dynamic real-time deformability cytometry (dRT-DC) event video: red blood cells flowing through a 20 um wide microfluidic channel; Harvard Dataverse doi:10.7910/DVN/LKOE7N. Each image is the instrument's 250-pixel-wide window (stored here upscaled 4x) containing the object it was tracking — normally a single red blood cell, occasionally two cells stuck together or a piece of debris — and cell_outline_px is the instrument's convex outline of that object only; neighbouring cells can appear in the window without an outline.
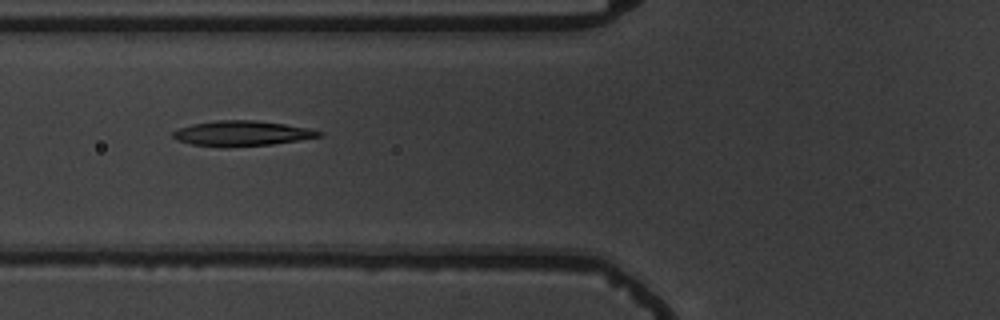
{"species": "common noctule bat (a hibernating species)", "species_latin": "Nyctalus noctula", "temperature_condition": "warm", "stored_images_in_passage": 8, "camera_frame_rate_fps": 3000, "um_per_image_px": 0.085, "animal": {"sex": "male", "body_mass_g": 19.5, "forearm_length_mm": 54.6}, "frame": {"image": 1, "passage_image": 6, "time_ms": 6.667, "image_size_px": [1000, 320], "cell_outline_px": [[324, 136], [272, 144], [224, 148], [192, 144], [176, 140], [172, 136], [172, 132], [180, 128], [192, 124], [216, 120], [256, 120], [284, 124], [308, 128], [324, 132]], "centroid_in_image_um": [20.56, 11.34], "position_along_channel_um": 105.2, "area_um2": 21.56}}
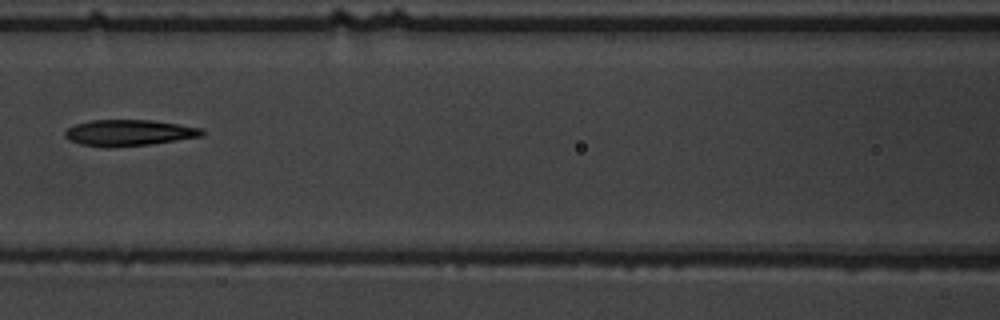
{"frame": {"image": 2, "passage_image": 7, "time_ms": 8.0, "image_size_px": [1000, 320], "cell_outline_px": [[204, 136], [152, 144], [108, 148], [80, 144], [68, 140], [64, 136], [64, 132], [68, 128], [76, 124], [92, 120], [152, 120], [204, 128]], "centroid_in_image_um": [10.97, 11.29], "position_along_channel_um": 155.6, "area_um2": 21.1}}
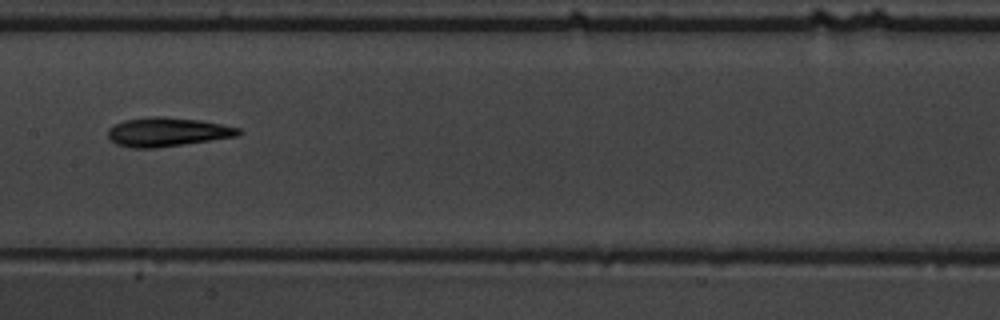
{"frame": {"image": 3, "passage_image": 8, "time_ms": 9.0, "image_size_px": [1000, 320], "cell_outline_px": [[244, 132], [240, 136], [184, 144], [152, 148], [132, 148], [116, 144], [108, 136], [108, 128], [124, 120], [148, 116], [164, 116], [200, 120], [240, 128]], "centroid_in_image_um": [14.25, 11.21], "position_along_channel_um": 193.2, "area_um2": 22.14}}